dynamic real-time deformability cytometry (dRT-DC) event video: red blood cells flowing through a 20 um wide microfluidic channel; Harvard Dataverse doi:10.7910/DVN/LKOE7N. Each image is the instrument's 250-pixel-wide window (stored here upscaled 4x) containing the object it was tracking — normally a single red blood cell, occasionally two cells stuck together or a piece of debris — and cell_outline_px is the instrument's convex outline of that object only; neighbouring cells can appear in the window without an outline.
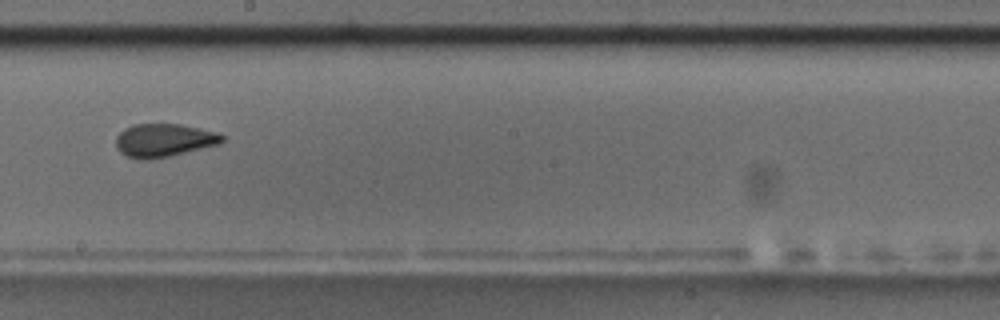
{"species": "common noctule bat (a hibernating species)", "species_latin": "Nyctalus noctula", "temperature_condition": "room temperature", "stored_images_in_passage": 16, "camera_frame_rate_fps": 3000, "um_per_image_px": 0.085, "animal": {"sex": "male", "body_mass_g": 17.5, "forearm_length_mm": 52.3}, "frame": {"image": 1, "passage_image": 10, "time_ms": 3.0, "image_size_px": [1000, 320], "cell_outline_px": [[224, 140], [220, 144], [168, 156], [148, 160], [140, 160], [128, 156], [120, 152], [116, 148], [116, 136], [124, 128], [132, 124], [180, 124], [200, 128], [216, 132], [224, 136]], "centroid_in_image_um": [13.91, 11.92], "position_along_channel_um": 234.3, "area_um2": 20.58}}